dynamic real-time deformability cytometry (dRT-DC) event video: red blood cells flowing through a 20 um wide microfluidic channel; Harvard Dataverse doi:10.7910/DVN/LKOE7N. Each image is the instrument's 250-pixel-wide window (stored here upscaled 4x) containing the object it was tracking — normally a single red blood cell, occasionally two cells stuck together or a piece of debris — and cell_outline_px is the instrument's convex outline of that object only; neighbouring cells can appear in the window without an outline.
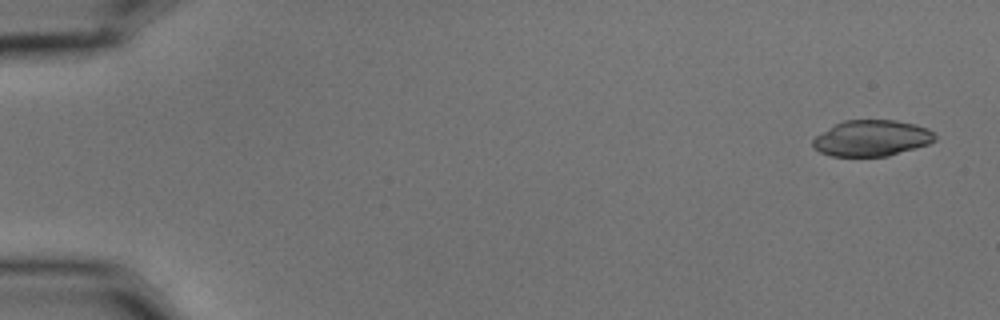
{"species": "common noctule bat (a hibernating species)", "species_latin": "Nyctalus noctula", "temperature_condition": "cold", "stored_images_in_passage": 4, "camera_frame_rate_fps": 3000, "um_per_image_px": 0.085, "animal": {"sex": "male", "body_mass_g": 15.6}, "frame": {"image": 1, "passage_image": 1, "time_ms": 0.0, "image_size_px": [1000, 320], "cell_outline_px": [[936, 140], [928, 144], [888, 156], [832, 156], [820, 152], [812, 144], [812, 140], [816, 136], [836, 124], [844, 120], [896, 120], [928, 128], [936, 136]], "centroid_in_image_um": [74.11, 11.75], "position_along_channel_um": 10.9, "area_um2": 25.37}}
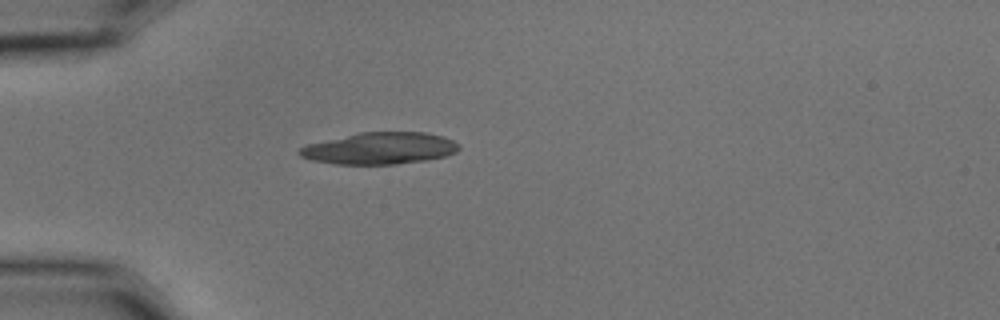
{"frame": {"image": 2, "passage_image": 4, "time_ms": 1.0, "image_size_px": [1000, 320], "cell_outline_px": [[460, 148], [456, 152], [444, 156], [428, 160], [396, 164], [336, 164], [312, 160], [300, 156], [296, 152], [300, 148], [308, 144], [360, 132], [424, 132], [444, 136], [460, 144]], "centroid_in_image_um": [32.3, 12.61], "position_along_channel_um": 52.7, "area_um2": 29.54}}